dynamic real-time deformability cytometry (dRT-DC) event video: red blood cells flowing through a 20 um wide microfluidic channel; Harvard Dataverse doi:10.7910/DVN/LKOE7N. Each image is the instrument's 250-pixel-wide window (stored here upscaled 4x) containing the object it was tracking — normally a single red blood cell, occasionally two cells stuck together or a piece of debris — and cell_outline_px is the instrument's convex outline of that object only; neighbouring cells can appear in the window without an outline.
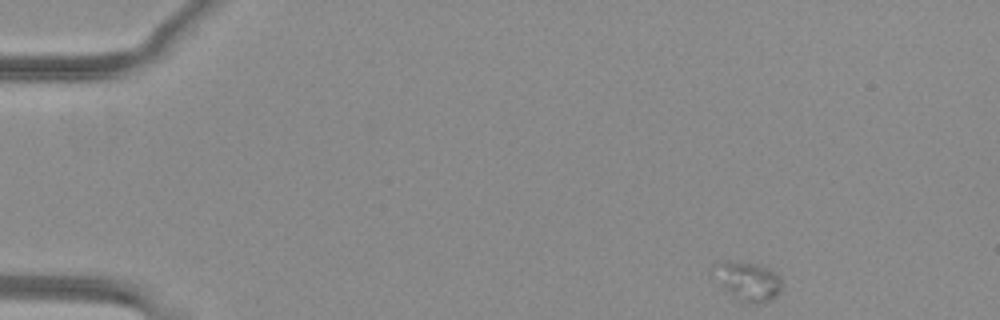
{"species": "common noctule bat (a hibernating species)", "species_latin": "Nyctalus noctula", "temperature_condition": "warm", "stored_images_in_passage": 47, "camera_frame_rate_fps": 3000, "um_per_image_px": 0.085, "animal": {"sex": "female", "body_mass_g": 29.2, "forearm_length_mm": 56.3}, "frame": {"image": 1, "passage_image": 1, "time_ms": 0.0, "image_size_px": [1000, 320], "cell_outline_px": [[780, 292], [776, 296], [768, 300], [756, 304], [748, 304], [740, 300], [728, 292], [708, 272], [720, 260], [728, 260], [768, 264], [780, 276]], "centroid_in_image_um": [63.53, 23.83], "position_along_channel_um": 21.5, "area_um2": 16.13}}
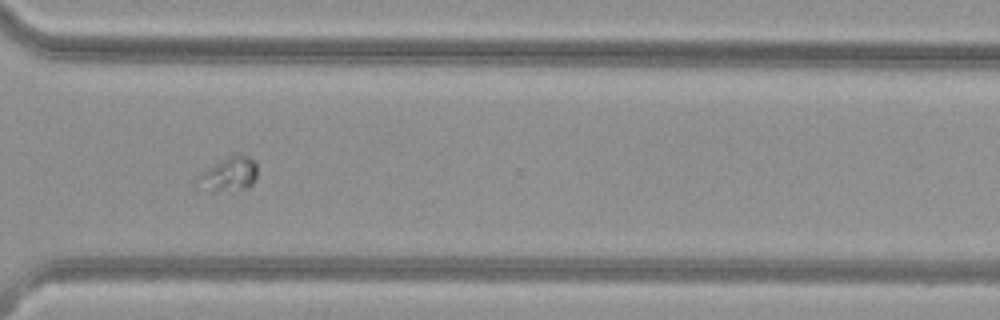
{"frame": {"image": 2, "passage_image": 34, "time_ms": 11.0, "image_size_px": [1000, 320], "cell_outline_px": [[256, 180], [248, 188], [212, 188], [192, 184], [196, 176], [220, 160], [228, 156], [240, 152], [248, 156], [256, 164]], "centroid_in_image_um": [19.47, 14.72], "position_along_channel_um": 351.1, "area_um2": 11.44}}
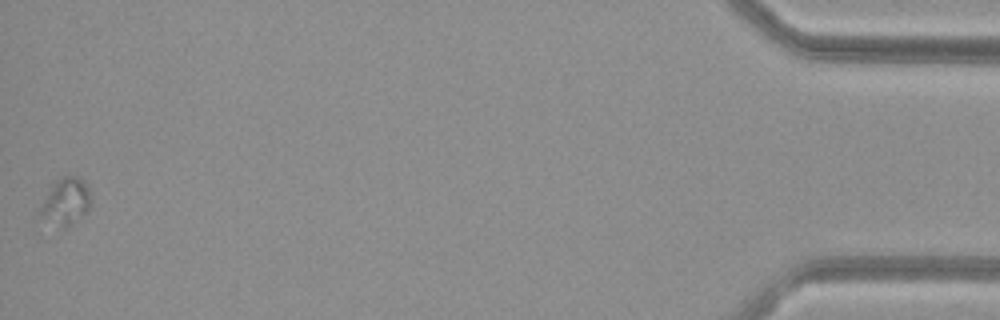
{"frame": {"image": 3, "passage_image": 47, "time_ms": 15.333, "image_size_px": [1000, 320], "cell_outline_px": [[92, 200], [88, 212], [64, 228], [60, 228], [40, 216], [36, 212], [52, 184], [60, 176], [80, 176], [88, 184], [92, 196]], "centroid_in_image_um": [5.61, 17.1], "position_along_channel_um": 429.6, "area_um2": 14.33}}